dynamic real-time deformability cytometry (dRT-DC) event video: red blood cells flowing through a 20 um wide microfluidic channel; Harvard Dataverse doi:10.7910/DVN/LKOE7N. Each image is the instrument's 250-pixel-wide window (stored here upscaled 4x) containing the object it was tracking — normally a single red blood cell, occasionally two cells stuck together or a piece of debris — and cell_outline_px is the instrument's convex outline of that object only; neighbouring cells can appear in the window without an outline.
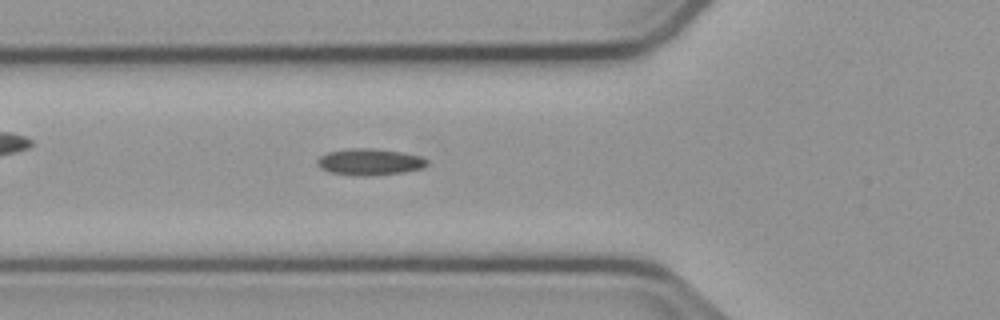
{"species": "common noctule bat (a hibernating species)", "species_latin": "Nyctalus noctula", "temperature_condition": "cold", "stored_images_in_passage": 44, "camera_frame_rate_fps": 3000, "um_per_image_px": 0.085, "animal": {"sex": "male", "body_mass_g": 23.1, "forearm_length_mm": 52.7}, "frame": {"image": 1, "passage_image": 12, "time_ms": 3.667, "image_size_px": [1000, 320], "cell_outline_px": [[428, 164], [420, 168], [404, 172], [368, 176], [352, 176], [332, 172], [320, 168], [316, 164], [316, 160], [320, 156], [328, 152], [352, 148], [372, 148], [400, 152], [420, 156], [428, 160]], "centroid_in_image_um": [31.39, 13.77], "position_along_channel_um": 94.4, "area_um2": 16.94}}
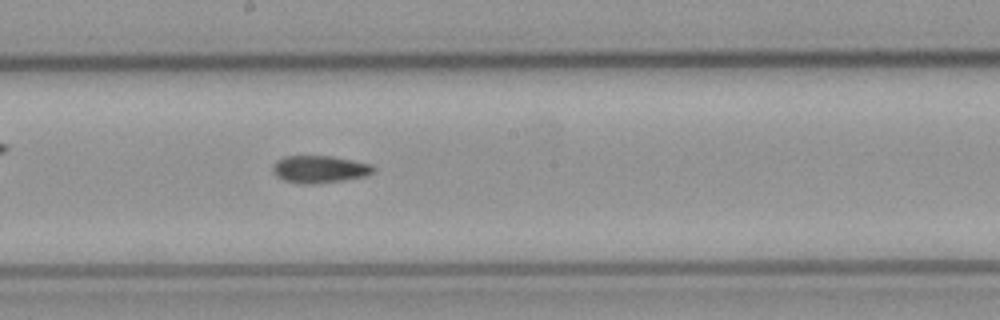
{"frame": {"image": 2, "passage_image": 22, "time_ms": 7.0, "image_size_px": [1000, 320], "cell_outline_px": [[376, 172], [364, 176], [344, 180], [312, 184], [300, 184], [284, 180], [276, 176], [272, 172], [272, 168], [276, 160], [284, 156], [332, 156], [372, 164], [376, 168]], "centroid_in_image_um": [27.17, 14.38], "position_along_channel_um": 221.0, "area_um2": 16.18}}
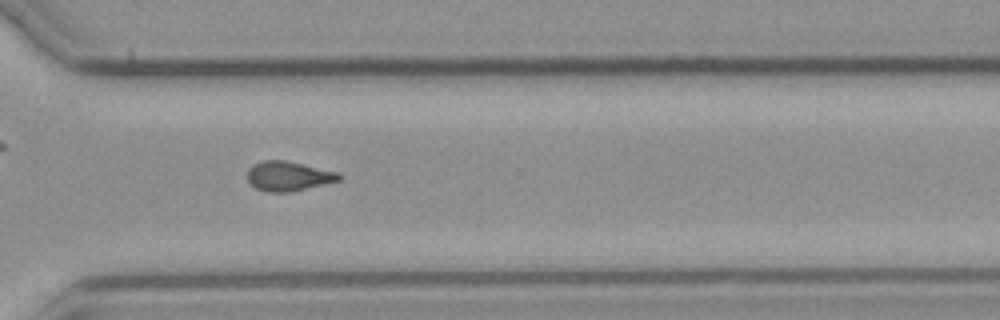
{"frame": {"image": 3, "passage_image": 32, "time_ms": 10.333, "image_size_px": [1000, 320], "cell_outline_px": [[344, 176], [340, 180], [288, 192], [268, 192], [256, 188], [248, 180], [248, 168], [252, 164], [264, 160], [288, 160], [340, 172]], "centroid_in_image_um": [24.54, 14.94], "position_along_channel_um": 346.1, "area_um2": 15.9}, "authors_computed_cell_mechanics": {"area_um2": 15.8372, "velocity_mm_per_s": 3.7602, "shape_relaxation_time_tau1_ms": null, "shape_relaxation_time_tau2_ms": 6.8051, "deformation_change_tau1": null, "deformation_change_tau2": 0.1164}}